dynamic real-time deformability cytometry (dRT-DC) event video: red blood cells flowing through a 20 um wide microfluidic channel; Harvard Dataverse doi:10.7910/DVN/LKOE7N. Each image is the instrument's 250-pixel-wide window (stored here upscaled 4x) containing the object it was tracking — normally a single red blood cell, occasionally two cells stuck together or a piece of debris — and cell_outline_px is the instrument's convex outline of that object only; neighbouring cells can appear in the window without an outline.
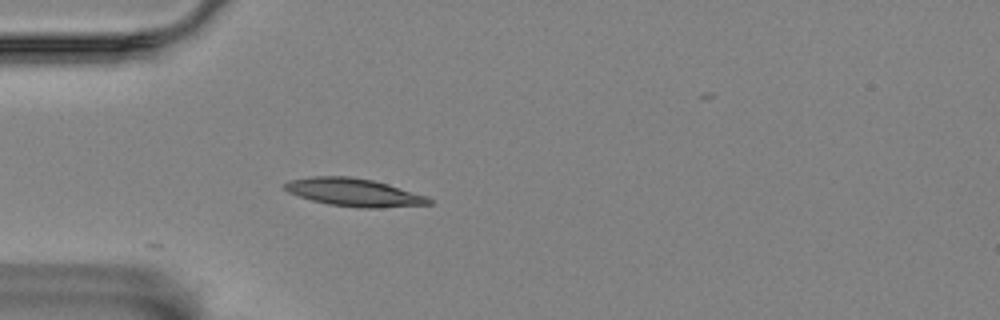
{"species": "Egyptian fruit bat (a non-hibernating species)", "species_latin": "Rousettus aegyptiacus", "temperature_condition": "room temperature", "stored_images_in_passage": 15, "camera_frame_rate_fps": 3000, "um_per_image_px": 0.085, "animal": {"sex": "female"}, "frame": {"image": 1, "passage_image": 1, "time_ms": 0.0, "image_size_px": [1000, 320], "cell_outline_px": [[432, 204], [380, 208], [356, 208], [328, 204], [312, 200], [288, 192], [284, 188], [284, 184], [288, 180], [312, 176], [348, 176], [372, 180], [388, 184], [428, 196], [432, 200]], "centroid_in_image_um": [30.11, 16.35], "position_along_channel_um": 54.9, "area_um2": 23.52}}
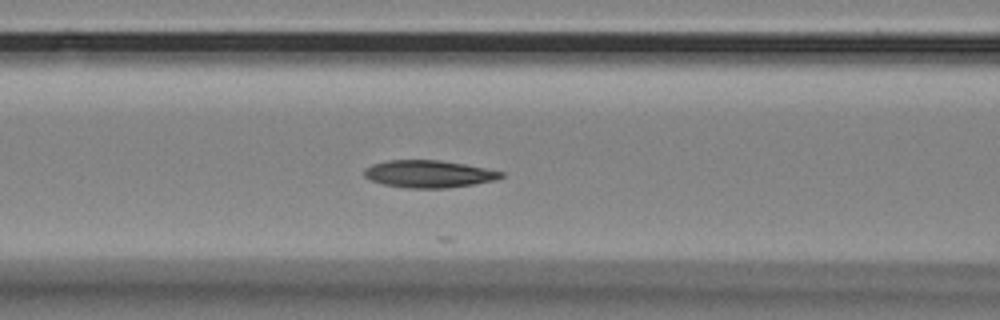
{"frame": {"image": 2, "passage_image": 8, "time_ms": 2.333, "image_size_px": [1000, 320], "cell_outline_px": [[504, 176], [496, 180], [448, 188], [404, 188], [384, 184], [372, 180], [364, 176], [364, 168], [372, 164], [388, 160], [440, 160], [464, 164], [504, 172]], "centroid_in_image_um": [36.43, 14.78], "position_along_channel_um": 130.2, "area_um2": 21.73}}
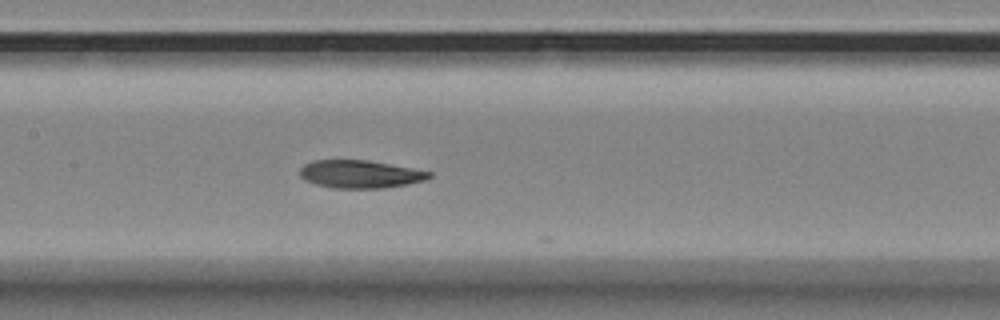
{"frame": {"image": 3, "passage_image": 12, "time_ms": 3.667, "image_size_px": [1000, 320], "cell_outline_px": [[432, 176], [424, 180], [408, 184], [384, 188], [332, 188], [316, 184], [304, 180], [300, 176], [300, 168], [304, 164], [312, 160], [368, 160], [432, 172]], "centroid_in_image_um": [30.58, 14.8], "position_along_channel_um": 176.8, "area_um2": 20.98}}